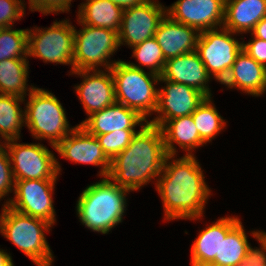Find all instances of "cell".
Returning <instances> with one entry per match:
<instances>
[{"label": "cell", "mask_w": 266, "mask_h": 266, "mask_svg": "<svg viewBox=\"0 0 266 266\" xmlns=\"http://www.w3.org/2000/svg\"><path fill=\"white\" fill-rule=\"evenodd\" d=\"M247 237L244 226L239 221L226 237L221 239L220 266H239L251 245Z\"/></svg>", "instance_id": "28"}, {"label": "cell", "mask_w": 266, "mask_h": 266, "mask_svg": "<svg viewBox=\"0 0 266 266\" xmlns=\"http://www.w3.org/2000/svg\"><path fill=\"white\" fill-rule=\"evenodd\" d=\"M18 140L3 142L10 156L15 181L59 177L61 164L48 147L41 143H18Z\"/></svg>", "instance_id": "9"}, {"label": "cell", "mask_w": 266, "mask_h": 266, "mask_svg": "<svg viewBox=\"0 0 266 266\" xmlns=\"http://www.w3.org/2000/svg\"><path fill=\"white\" fill-rule=\"evenodd\" d=\"M160 82L166 85L158 89L156 117L147 122L161 127L167 120L192 115L197 107L206 99L199 90L180 83L165 80L160 76Z\"/></svg>", "instance_id": "13"}, {"label": "cell", "mask_w": 266, "mask_h": 266, "mask_svg": "<svg viewBox=\"0 0 266 266\" xmlns=\"http://www.w3.org/2000/svg\"><path fill=\"white\" fill-rule=\"evenodd\" d=\"M131 49L132 57L136 59L138 64L127 62L129 65L141 70L145 66L149 69V72L161 76L166 60L155 37L146 39L144 42L131 47Z\"/></svg>", "instance_id": "29"}, {"label": "cell", "mask_w": 266, "mask_h": 266, "mask_svg": "<svg viewBox=\"0 0 266 266\" xmlns=\"http://www.w3.org/2000/svg\"><path fill=\"white\" fill-rule=\"evenodd\" d=\"M101 180V181H100ZM87 186L76 203L79 221L93 232L108 234L123 222L130 190L115 184L108 176Z\"/></svg>", "instance_id": "3"}, {"label": "cell", "mask_w": 266, "mask_h": 266, "mask_svg": "<svg viewBox=\"0 0 266 266\" xmlns=\"http://www.w3.org/2000/svg\"><path fill=\"white\" fill-rule=\"evenodd\" d=\"M221 84L259 97L266 92V68L242 49Z\"/></svg>", "instance_id": "20"}, {"label": "cell", "mask_w": 266, "mask_h": 266, "mask_svg": "<svg viewBox=\"0 0 266 266\" xmlns=\"http://www.w3.org/2000/svg\"><path fill=\"white\" fill-rule=\"evenodd\" d=\"M167 155L156 191L162 200L164 220H200L212 195L195 155Z\"/></svg>", "instance_id": "1"}, {"label": "cell", "mask_w": 266, "mask_h": 266, "mask_svg": "<svg viewBox=\"0 0 266 266\" xmlns=\"http://www.w3.org/2000/svg\"><path fill=\"white\" fill-rule=\"evenodd\" d=\"M136 130H120L97 135L100 146L107 157L112 160L122 152L131 142Z\"/></svg>", "instance_id": "31"}, {"label": "cell", "mask_w": 266, "mask_h": 266, "mask_svg": "<svg viewBox=\"0 0 266 266\" xmlns=\"http://www.w3.org/2000/svg\"><path fill=\"white\" fill-rule=\"evenodd\" d=\"M68 19L55 20L48 28L28 29V57L40 58L44 63L70 65L73 72L74 30Z\"/></svg>", "instance_id": "8"}, {"label": "cell", "mask_w": 266, "mask_h": 266, "mask_svg": "<svg viewBox=\"0 0 266 266\" xmlns=\"http://www.w3.org/2000/svg\"><path fill=\"white\" fill-rule=\"evenodd\" d=\"M70 74L79 75L78 77L82 78V82L75 85L74 89L87 116L112 105L116 101L114 80L110 69L77 70Z\"/></svg>", "instance_id": "16"}, {"label": "cell", "mask_w": 266, "mask_h": 266, "mask_svg": "<svg viewBox=\"0 0 266 266\" xmlns=\"http://www.w3.org/2000/svg\"><path fill=\"white\" fill-rule=\"evenodd\" d=\"M25 0H0V26H14L15 21L25 16Z\"/></svg>", "instance_id": "33"}, {"label": "cell", "mask_w": 266, "mask_h": 266, "mask_svg": "<svg viewBox=\"0 0 266 266\" xmlns=\"http://www.w3.org/2000/svg\"><path fill=\"white\" fill-rule=\"evenodd\" d=\"M161 77L165 80L191 86L206 97H212L208 84L212 77L196 50L166 60Z\"/></svg>", "instance_id": "18"}, {"label": "cell", "mask_w": 266, "mask_h": 266, "mask_svg": "<svg viewBox=\"0 0 266 266\" xmlns=\"http://www.w3.org/2000/svg\"><path fill=\"white\" fill-rule=\"evenodd\" d=\"M80 30H74L73 72L77 70L111 69L118 61H110L111 56L120 47L118 32L82 24ZM78 30V31H77Z\"/></svg>", "instance_id": "7"}, {"label": "cell", "mask_w": 266, "mask_h": 266, "mask_svg": "<svg viewBox=\"0 0 266 266\" xmlns=\"http://www.w3.org/2000/svg\"><path fill=\"white\" fill-rule=\"evenodd\" d=\"M199 32L191 26L173 20L169 15L160 22L155 39L165 60L196 50Z\"/></svg>", "instance_id": "21"}, {"label": "cell", "mask_w": 266, "mask_h": 266, "mask_svg": "<svg viewBox=\"0 0 266 266\" xmlns=\"http://www.w3.org/2000/svg\"><path fill=\"white\" fill-rule=\"evenodd\" d=\"M225 0H177L167 7L173 20L191 26L199 33L223 27Z\"/></svg>", "instance_id": "15"}, {"label": "cell", "mask_w": 266, "mask_h": 266, "mask_svg": "<svg viewBox=\"0 0 266 266\" xmlns=\"http://www.w3.org/2000/svg\"><path fill=\"white\" fill-rule=\"evenodd\" d=\"M139 129L130 144L111 160L108 173L115 184L131 192L153 179L156 185L167 156L160 127L147 122Z\"/></svg>", "instance_id": "2"}, {"label": "cell", "mask_w": 266, "mask_h": 266, "mask_svg": "<svg viewBox=\"0 0 266 266\" xmlns=\"http://www.w3.org/2000/svg\"><path fill=\"white\" fill-rule=\"evenodd\" d=\"M212 100V97H206L192 114L200 138L206 144L226 127L225 119L219 114Z\"/></svg>", "instance_id": "27"}, {"label": "cell", "mask_w": 266, "mask_h": 266, "mask_svg": "<svg viewBox=\"0 0 266 266\" xmlns=\"http://www.w3.org/2000/svg\"><path fill=\"white\" fill-rule=\"evenodd\" d=\"M76 16L82 24L118 32L123 10L110 0H86L80 3Z\"/></svg>", "instance_id": "24"}, {"label": "cell", "mask_w": 266, "mask_h": 266, "mask_svg": "<svg viewBox=\"0 0 266 266\" xmlns=\"http://www.w3.org/2000/svg\"><path fill=\"white\" fill-rule=\"evenodd\" d=\"M240 221L237 216L221 217L199 231L191 245V266H220L221 239Z\"/></svg>", "instance_id": "17"}, {"label": "cell", "mask_w": 266, "mask_h": 266, "mask_svg": "<svg viewBox=\"0 0 266 266\" xmlns=\"http://www.w3.org/2000/svg\"><path fill=\"white\" fill-rule=\"evenodd\" d=\"M73 0H28L29 10L38 11L43 15L58 14L70 11Z\"/></svg>", "instance_id": "35"}, {"label": "cell", "mask_w": 266, "mask_h": 266, "mask_svg": "<svg viewBox=\"0 0 266 266\" xmlns=\"http://www.w3.org/2000/svg\"><path fill=\"white\" fill-rule=\"evenodd\" d=\"M28 59V29L5 27L0 33V61Z\"/></svg>", "instance_id": "30"}, {"label": "cell", "mask_w": 266, "mask_h": 266, "mask_svg": "<svg viewBox=\"0 0 266 266\" xmlns=\"http://www.w3.org/2000/svg\"><path fill=\"white\" fill-rule=\"evenodd\" d=\"M25 98L0 94V139L6 142L21 138V129L25 125L24 109L21 104Z\"/></svg>", "instance_id": "26"}, {"label": "cell", "mask_w": 266, "mask_h": 266, "mask_svg": "<svg viewBox=\"0 0 266 266\" xmlns=\"http://www.w3.org/2000/svg\"><path fill=\"white\" fill-rule=\"evenodd\" d=\"M28 73V59L12 58L0 61V94L25 98L27 92L35 88L34 85L27 84Z\"/></svg>", "instance_id": "25"}, {"label": "cell", "mask_w": 266, "mask_h": 266, "mask_svg": "<svg viewBox=\"0 0 266 266\" xmlns=\"http://www.w3.org/2000/svg\"><path fill=\"white\" fill-rule=\"evenodd\" d=\"M264 17L266 0H225L223 27L233 33H250Z\"/></svg>", "instance_id": "23"}, {"label": "cell", "mask_w": 266, "mask_h": 266, "mask_svg": "<svg viewBox=\"0 0 266 266\" xmlns=\"http://www.w3.org/2000/svg\"><path fill=\"white\" fill-rule=\"evenodd\" d=\"M241 39L243 40L242 49L266 68V41L253 35L247 43H244L243 37Z\"/></svg>", "instance_id": "36"}, {"label": "cell", "mask_w": 266, "mask_h": 266, "mask_svg": "<svg viewBox=\"0 0 266 266\" xmlns=\"http://www.w3.org/2000/svg\"><path fill=\"white\" fill-rule=\"evenodd\" d=\"M25 99V126L36 140H48L55 146L70 134L75 127H70L66 111L58 98L50 91L35 87Z\"/></svg>", "instance_id": "5"}, {"label": "cell", "mask_w": 266, "mask_h": 266, "mask_svg": "<svg viewBox=\"0 0 266 266\" xmlns=\"http://www.w3.org/2000/svg\"><path fill=\"white\" fill-rule=\"evenodd\" d=\"M15 179L11 168L9 153L2 144L0 146V199L3 200L9 193L14 192ZM3 198V199H2Z\"/></svg>", "instance_id": "32"}, {"label": "cell", "mask_w": 266, "mask_h": 266, "mask_svg": "<svg viewBox=\"0 0 266 266\" xmlns=\"http://www.w3.org/2000/svg\"><path fill=\"white\" fill-rule=\"evenodd\" d=\"M160 128L167 155L177 156L175 143L186 152V156L194 155L192 152L196 148L206 145L200 138L192 115L167 120Z\"/></svg>", "instance_id": "22"}, {"label": "cell", "mask_w": 266, "mask_h": 266, "mask_svg": "<svg viewBox=\"0 0 266 266\" xmlns=\"http://www.w3.org/2000/svg\"><path fill=\"white\" fill-rule=\"evenodd\" d=\"M110 1L118 5L122 10H126L132 7L139 6L145 3L147 0H110Z\"/></svg>", "instance_id": "38"}, {"label": "cell", "mask_w": 266, "mask_h": 266, "mask_svg": "<svg viewBox=\"0 0 266 266\" xmlns=\"http://www.w3.org/2000/svg\"><path fill=\"white\" fill-rule=\"evenodd\" d=\"M114 80L115 99L128 108L136 110L143 118L155 112L160 76L146 72L118 60L110 69Z\"/></svg>", "instance_id": "6"}, {"label": "cell", "mask_w": 266, "mask_h": 266, "mask_svg": "<svg viewBox=\"0 0 266 266\" xmlns=\"http://www.w3.org/2000/svg\"><path fill=\"white\" fill-rule=\"evenodd\" d=\"M55 150L63 159L75 164L95 165L101 168L98 176H108L111 160L103 152L96 136L89 134L79 124L55 146Z\"/></svg>", "instance_id": "14"}, {"label": "cell", "mask_w": 266, "mask_h": 266, "mask_svg": "<svg viewBox=\"0 0 266 266\" xmlns=\"http://www.w3.org/2000/svg\"><path fill=\"white\" fill-rule=\"evenodd\" d=\"M166 14L167 6L158 0H147L139 6L123 10L118 31L120 46L128 45L131 48L154 37Z\"/></svg>", "instance_id": "12"}, {"label": "cell", "mask_w": 266, "mask_h": 266, "mask_svg": "<svg viewBox=\"0 0 266 266\" xmlns=\"http://www.w3.org/2000/svg\"><path fill=\"white\" fill-rule=\"evenodd\" d=\"M0 214V233L12 242L37 266H52L54 254L47 242L46 233L52 224L47 221L19 213L6 204Z\"/></svg>", "instance_id": "4"}, {"label": "cell", "mask_w": 266, "mask_h": 266, "mask_svg": "<svg viewBox=\"0 0 266 266\" xmlns=\"http://www.w3.org/2000/svg\"><path fill=\"white\" fill-rule=\"evenodd\" d=\"M0 266H15L11 254L4 249H0Z\"/></svg>", "instance_id": "39"}, {"label": "cell", "mask_w": 266, "mask_h": 266, "mask_svg": "<svg viewBox=\"0 0 266 266\" xmlns=\"http://www.w3.org/2000/svg\"><path fill=\"white\" fill-rule=\"evenodd\" d=\"M58 179L15 181L14 197L4 204L13 210L48 223L56 224V212L53 205L54 187Z\"/></svg>", "instance_id": "11"}, {"label": "cell", "mask_w": 266, "mask_h": 266, "mask_svg": "<svg viewBox=\"0 0 266 266\" xmlns=\"http://www.w3.org/2000/svg\"><path fill=\"white\" fill-rule=\"evenodd\" d=\"M229 29H210L199 34L196 46L200 60L209 75L222 83L228 75L236 56L242 50L243 41H238Z\"/></svg>", "instance_id": "10"}, {"label": "cell", "mask_w": 266, "mask_h": 266, "mask_svg": "<svg viewBox=\"0 0 266 266\" xmlns=\"http://www.w3.org/2000/svg\"><path fill=\"white\" fill-rule=\"evenodd\" d=\"M147 123L136 110L115 101L112 105L95 112L83 120L81 125L89 134L97 136L120 130H135Z\"/></svg>", "instance_id": "19"}, {"label": "cell", "mask_w": 266, "mask_h": 266, "mask_svg": "<svg viewBox=\"0 0 266 266\" xmlns=\"http://www.w3.org/2000/svg\"><path fill=\"white\" fill-rule=\"evenodd\" d=\"M250 234L260 243V248L250 245L239 266H266V232L257 230Z\"/></svg>", "instance_id": "34"}, {"label": "cell", "mask_w": 266, "mask_h": 266, "mask_svg": "<svg viewBox=\"0 0 266 266\" xmlns=\"http://www.w3.org/2000/svg\"><path fill=\"white\" fill-rule=\"evenodd\" d=\"M254 37L266 41V17L262 18L250 32Z\"/></svg>", "instance_id": "37"}]
</instances>
